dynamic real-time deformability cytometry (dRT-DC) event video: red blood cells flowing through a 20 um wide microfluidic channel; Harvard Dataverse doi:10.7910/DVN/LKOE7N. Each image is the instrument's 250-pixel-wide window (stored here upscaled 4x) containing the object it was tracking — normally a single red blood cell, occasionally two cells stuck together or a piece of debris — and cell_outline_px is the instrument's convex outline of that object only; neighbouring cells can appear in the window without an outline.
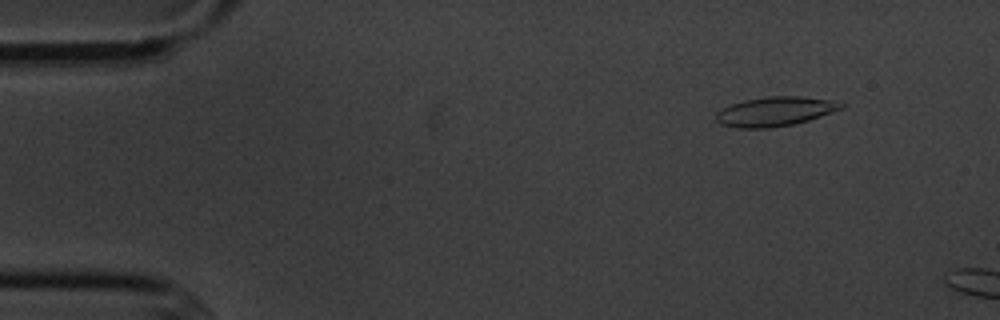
{"species": "common noctule bat (a hibernating species)", "species_latin": "Nyctalus noctula", "temperature_condition": "cold", "stored_images_in_passage": 5, "camera_frame_rate_fps": 3000, "um_per_image_px": 0.085, "animal": {"sex": "male", "body_mass_g": 20.1, "forearm_length_mm": 53.5}, "frame": {"image": 1, "passage_image": 2, "time_ms": 1.0, "image_size_px": [1000, 320], "cell_outline_px": [[848, 104], [844, 108], [808, 120], [792, 124], [768, 128], [736, 128], [720, 124], [716, 120], [716, 112], [720, 108], [744, 100], [764, 96], [800, 96], [832, 100]], "centroid_in_image_um": [65.87, 9.46], "position_along_channel_um": 19.1, "area_um2": 21.56}}